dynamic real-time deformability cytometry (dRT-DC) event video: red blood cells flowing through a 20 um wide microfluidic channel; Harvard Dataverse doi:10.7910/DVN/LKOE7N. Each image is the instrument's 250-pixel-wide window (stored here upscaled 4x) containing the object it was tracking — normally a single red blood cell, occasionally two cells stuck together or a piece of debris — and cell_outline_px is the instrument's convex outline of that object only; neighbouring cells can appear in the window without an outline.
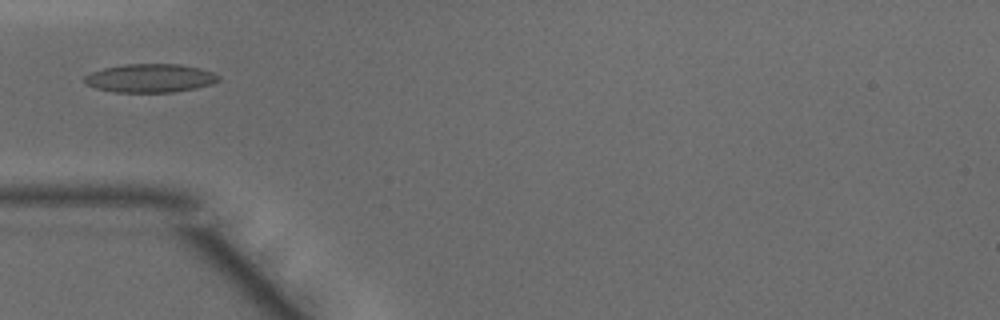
{"species": "common noctule bat (a hibernating species)", "species_latin": "Nyctalus noctula", "temperature_condition": "warm", "stored_images_in_passage": 9, "camera_frame_rate_fps": 3000, "um_per_image_px": 0.085, "animal": {"sex": "male", "body_mass_g": 15.6}, "frame": {"image": 1, "passage_image": 1, "time_ms": 0.0, "image_size_px": [1000, 320], "cell_outline_px": [[220, 80], [212, 84], [196, 88], [172, 92], [116, 92], [96, 88], [88, 84], [84, 80], [84, 76], [92, 72], [104, 68], [128, 64], [180, 64], [200, 68], [212, 72], [220, 76]], "centroid_in_image_um": [12.8, 6.64], "position_along_channel_um": 72.2, "area_um2": 22.14}}
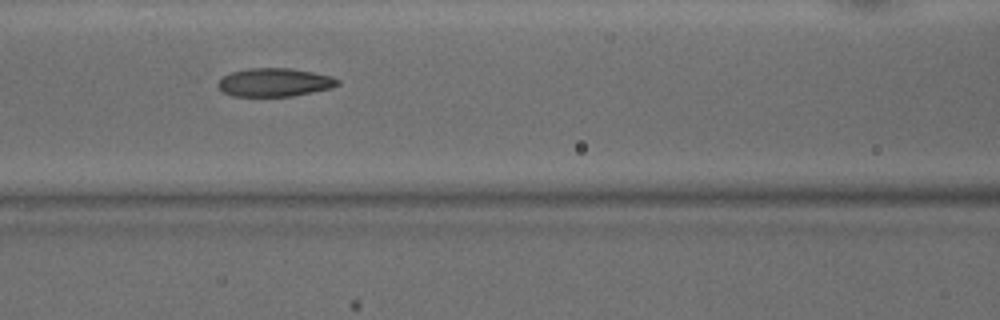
{"frame": {"image": 2, "passage_image": 6, "time_ms": 1.667, "image_size_px": [1000, 320], "cell_outline_px": [[340, 84], [332, 88], [292, 96], [232, 96], [224, 92], [216, 84], [224, 76], [232, 72], [248, 68], [288, 68], [312, 72], [332, 76], [340, 80]], "centroid_in_image_um": [23.36, 7.0], "position_along_channel_um": 143.2, "area_um2": 19.71}}